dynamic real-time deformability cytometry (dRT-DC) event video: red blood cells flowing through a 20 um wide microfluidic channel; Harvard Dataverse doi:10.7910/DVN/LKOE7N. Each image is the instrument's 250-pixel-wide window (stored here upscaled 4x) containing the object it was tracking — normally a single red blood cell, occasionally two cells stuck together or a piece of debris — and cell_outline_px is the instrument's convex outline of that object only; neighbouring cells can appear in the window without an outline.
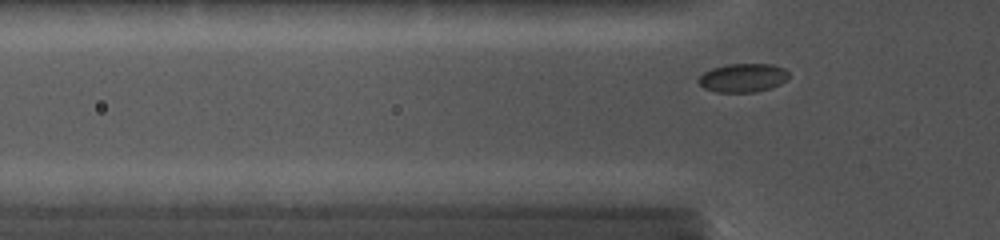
{"species": "common noctule bat (a hibernating species)", "species_latin": "Nyctalus noctula", "temperature_condition": "cold", "stored_images_in_passage": 46, "camera_frame_rate_fps": 5000, "um_per_image_px": 0.085, "animal": {"sex": "female", "body_mass_g": 19.0, "forearm_length_mm": 56.7}, "frame": {"image": 1, "passage_image": 6, "time_ms": 2.0, "image_size_px": [1000, 240], "cell_outline_px": [[788, 80], [772, 88], [756, 92], [716, 92], [704, 88], [696, 80], [704, 72], [712, 68], [728, 64], [772, 64], [784, 68], [788, 72]], "centroid_in_image_um": [63.16, 6.62], "position_along_channel_um": 62.6, "area_um2": 15.2}}
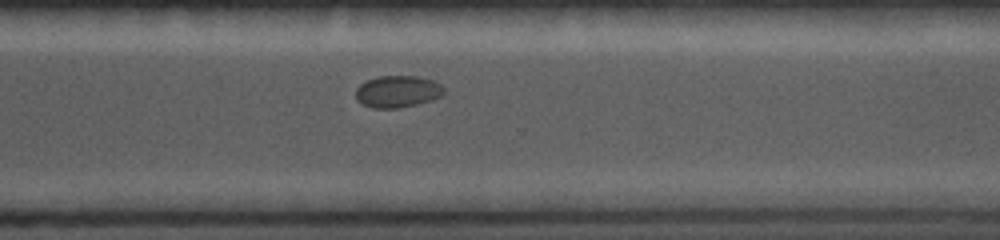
{"frame": {"image": 2, "passage_image": 32, "time_ms": 9.2, "image_size_px": [1000, 240], "cell_outline_px": [[444, 96], [432, 100], [416, 104], [396, 108], [372, 108], [356, 100], [356, 88], [364, 80], [380, 76], [416, 76], [432, 80], [440, 84], [444, 88]], "centroid_in_image_um": [33.79, 7.77], "position_along_channel_um": 336.8, "area_um2": 16.47}}
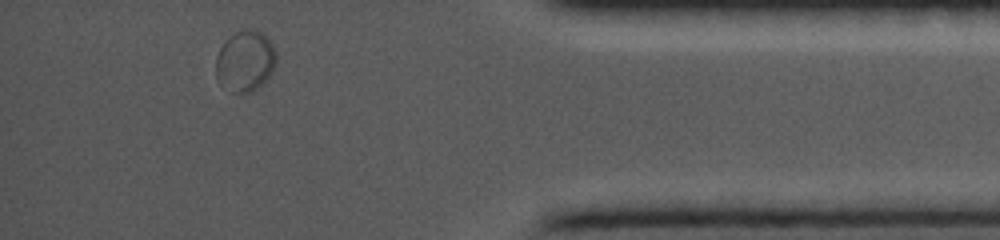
{"frame": {"image": 3, "passage_image": 43, "time_ms": 11.8, "image_size_px": [1000, 240], "cell_outline_px": [[276, 60], [272, 72], [252, 92], [232, 92], [220, 84], [216, 80], [216, 56], [220, 48], [228, 36], [240, 28], [252, 28], [260, 32], [272, 44], [276, 52]], "centroid_in_image_um": [20.8, 5.16], "position_along_channel_um": 414.4, "area_um2": 21.5}}